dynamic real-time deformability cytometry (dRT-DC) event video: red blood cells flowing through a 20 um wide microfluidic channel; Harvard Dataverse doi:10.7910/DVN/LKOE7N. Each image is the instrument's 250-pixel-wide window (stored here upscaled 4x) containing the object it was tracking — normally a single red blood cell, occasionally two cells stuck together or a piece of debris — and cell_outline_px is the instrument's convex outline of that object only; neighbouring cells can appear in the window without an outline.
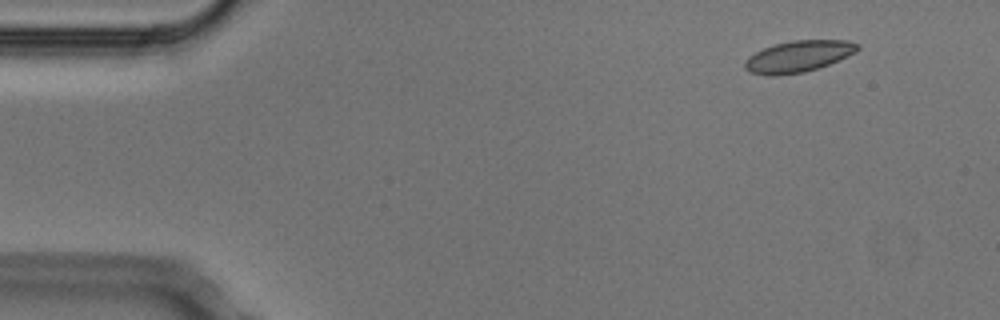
{"species": "Egyptian fruit bat (a non-hibernating species)", "species_latin": "Rousettus aegyptiacus", "temperature_condition": "cold", "stored_images_in_passage": 5, "camera_frame_rate_fps": 3000, "um_per_image_px": 0.085, "animal": {"sex": "male"}, "frame": {"image": 1, "passage_image": 5, "time_ms": 1.333, "image_size_px": [1000, 320], "cell_outline_px": [[860, 48], [856, 52], [848, 56], [828, 64], [804, 72], [776, 76], [768, 76], [748, 72], [744, 68], [744, 60], [748, 56], [764, 48], [776, 44], [792, 40], [848, 40], [860, 44]], "centroid_in_image_um": [67.84, 4.8], "position_along_channel_um": 17.2, "area_um2": 20.75}}